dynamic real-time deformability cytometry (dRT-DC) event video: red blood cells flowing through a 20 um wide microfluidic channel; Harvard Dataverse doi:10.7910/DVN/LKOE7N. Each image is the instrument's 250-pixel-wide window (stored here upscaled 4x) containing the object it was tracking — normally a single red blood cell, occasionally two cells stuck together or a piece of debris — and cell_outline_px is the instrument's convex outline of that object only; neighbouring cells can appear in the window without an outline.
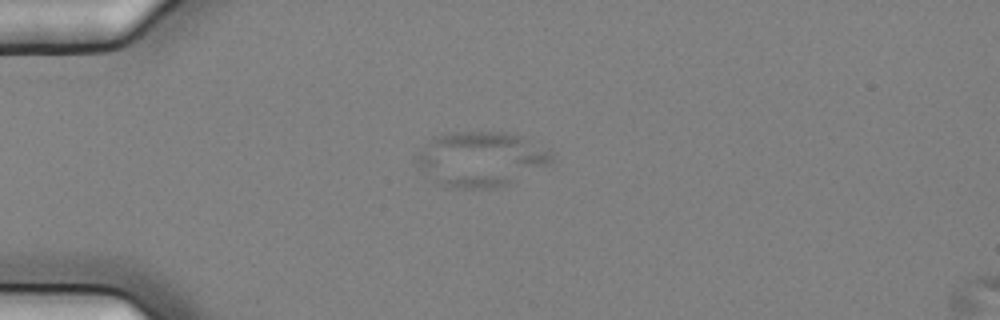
{"species": "common noctule bat (a hibernating species)", "species_latin": "Nyctalus noctula", "temperature_condition": "cold", "stored_images_in_passage": 8, "camera_frame_rate_fps": 3000, "um_per_image_px": 0.085, "animal": {"sex": "female", "body_mass_g": 25.1}, "frame": {"image": 1, "passage_image": 5, "time_ms": 1.333, "image_size_px": [1000, 320], "cell_outline_px": [[552, 164], [508, 184], [496, 188], [448, 188], [440, 184], [416, 168], [412, 156], [432, 136], [452, 132], [508, 132], [524, 136], [552, 148]], "centroid_in_image_um": [40.86, 13.5], "position_along_channel_um": 44.1, "area_um2": 44.51}}
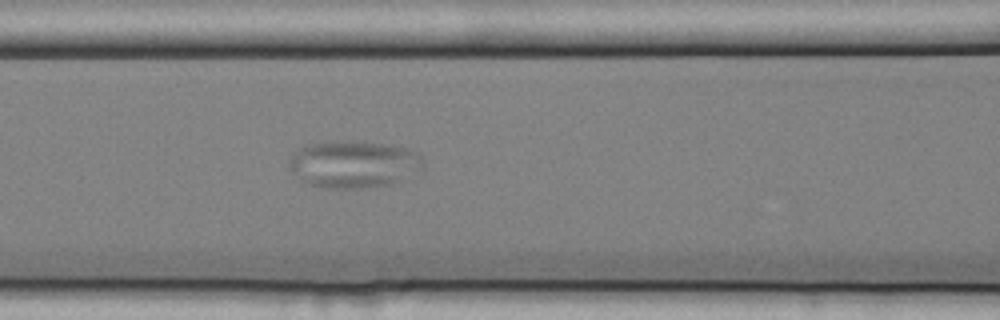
{"frame": {"image": 2, "passage_image": 8, "time_ms": 2.333, "image_size_px": [1000, 320], "cell_outline_px": [[424, 168], [392, 184], [368, 188], [328, 188], [304, 184], [292, 172], [288, 160], [292, 152], [304, 144], [332, 140], [336, 140], [392, 144], [408, 148], [416, 152], [420, 156], [424, 164]], "centroid_in_image_um": [30.02, 13.94], "position_along_channel_um": 136.6, "area_um2": 37.57}}